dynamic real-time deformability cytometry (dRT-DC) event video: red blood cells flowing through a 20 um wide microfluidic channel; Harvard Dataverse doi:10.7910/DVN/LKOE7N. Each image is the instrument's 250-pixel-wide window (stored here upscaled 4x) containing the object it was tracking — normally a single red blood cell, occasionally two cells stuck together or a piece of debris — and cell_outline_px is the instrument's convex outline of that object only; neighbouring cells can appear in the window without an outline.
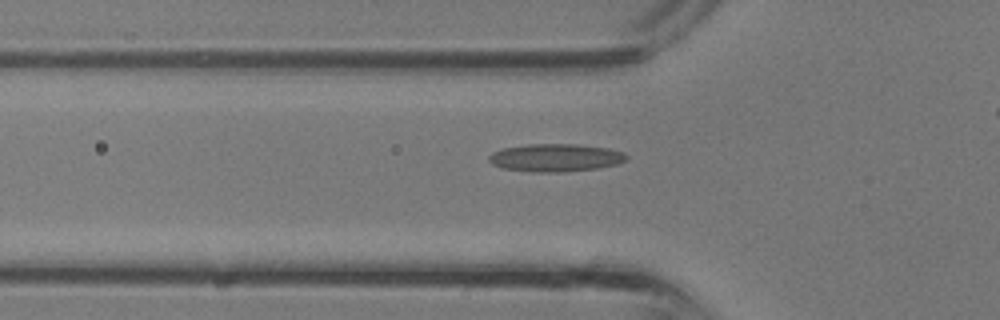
{"species": "common noctule bat (a hibernating species)", "species_latin": "Nyctalus noctula", "temperature_condition": "room temperature", "stored_images_in_passage": 13, "camera_frame_rate_fps": 3000, "um_per_image_px": 0.085, "animal": {"sex": "male", "body_mass_g": 13.3}, "frame": {"image": 1, "passage_image": 12, "time_ms": 3.667, "image_size_px": [1000, 320], "cell_outline_px": [[628, 160], [616, 164], [596, 168], [560, 172], [536, 172], [504, 168], [492, 164], [488, 160], [488, 156], [492, 152], [504, 148], [528, 144], [576, 144], [608, 148], [624, 152], [628, 156]], "centroid_in_image_um": [47.23, 13.39], "position_along_channel_um": 78.6, "area_um2": 22.2}}